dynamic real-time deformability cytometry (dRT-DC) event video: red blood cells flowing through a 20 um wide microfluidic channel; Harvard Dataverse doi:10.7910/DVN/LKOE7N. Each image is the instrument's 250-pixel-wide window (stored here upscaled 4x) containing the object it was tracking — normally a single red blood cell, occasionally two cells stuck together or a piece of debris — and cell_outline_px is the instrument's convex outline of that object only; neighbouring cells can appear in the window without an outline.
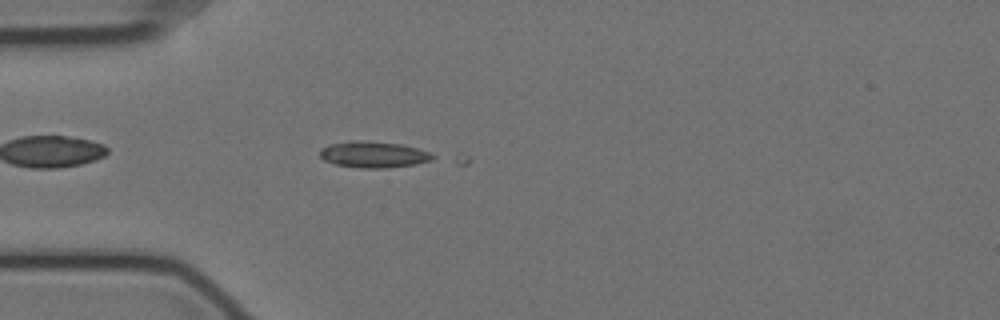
{"species": "Egyptian fruit bat (a non-hibernating species)", "species_latin": "Rousettus aegyptiacus", "temperature_condition": "cold", "stored_images_in_passage": 7, "camera_frame_rate_fps": 3000, "um_per_image_px": 0.085, "animal": {"sex": "female"}, "frame": {"image": 1, "passage_image": 6, "time_ms": 1.667, "image_size_px": [1000, 320], "cell_outline_px": [[436, 156], [432, 160], [416, 164], [384, 168], [360, 168], [336, 164], [324, 160], [320, 156], [320, 148], [328, 144], [348, 140], [356, 140], [400, 144], [416, 148], [428, 152]], "centroid_in_image_um": [31.71, 13.13], "position_along_channel_um": 53.3, "area_um2": 17.22}}